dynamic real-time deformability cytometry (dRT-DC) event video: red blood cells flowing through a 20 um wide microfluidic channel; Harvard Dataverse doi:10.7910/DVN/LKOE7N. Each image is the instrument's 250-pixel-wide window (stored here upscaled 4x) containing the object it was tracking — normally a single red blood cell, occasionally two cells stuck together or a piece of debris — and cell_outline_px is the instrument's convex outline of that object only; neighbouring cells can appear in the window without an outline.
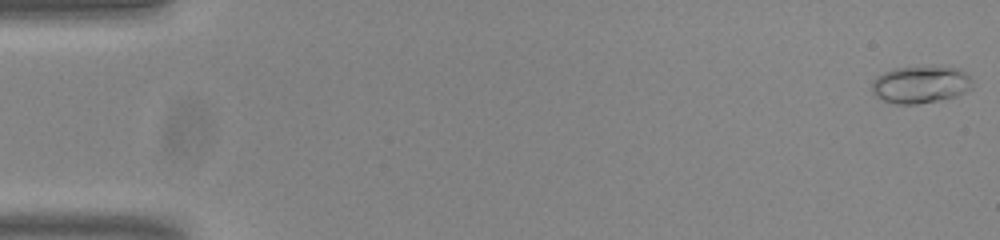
{"species": "common noctule bat (a hibernating species)", "species_latin": "Nyctalus noctula", "temperature_condition": "room temperature", "stored_images_in_passage": 54, "camera_frame_rate_fps": 3000, "um_per_image_px": 0.085, "animal": {"sex": "male", "body_mass_g": 20.0, "forearm_length_mm": 53.3}, "frame": {"image": 1, "passage_image": 1, "time_ms": 0.0, "image_size_px": [1000, 240], "cell_outline_px": [[972, 88], [956, 96], [940, 100], [916, 104], [896, 104], [880, 100], [872, 92], [872, 80], [876, 76], [884, 72], [896, 68], [960, 68], [972, 80]], "centroid_in_image_um": [78.21, 7.22], "position_along_channel_um": 6.8, "area_um2": 21.56}}
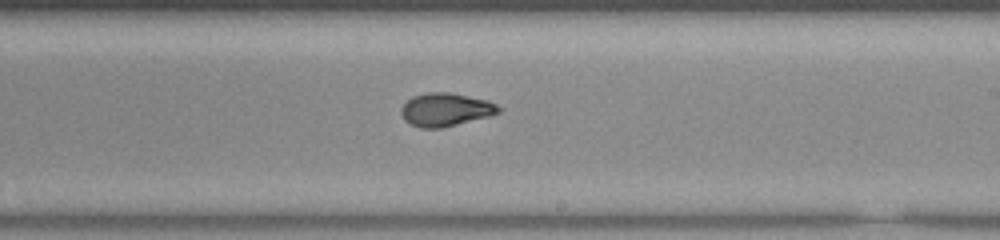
{"frame": {"image": 2, "passage_image": 32, "time_ms": 10.333, "image_size_px": [1000, 240], "cell_outline_px": [[500, 112], [492, 116], [440, 128], [420, 128], [408, 124], [404, 120], [400, 112], [400, 108], [412, 96], [428, 92], [448, 92], [488, 100], [496, 104], [500, 108]], "centroid_in_image_um": [37.86, 9.32], "position_along_channel_um": 251.1, "area_um2": 19.02}}
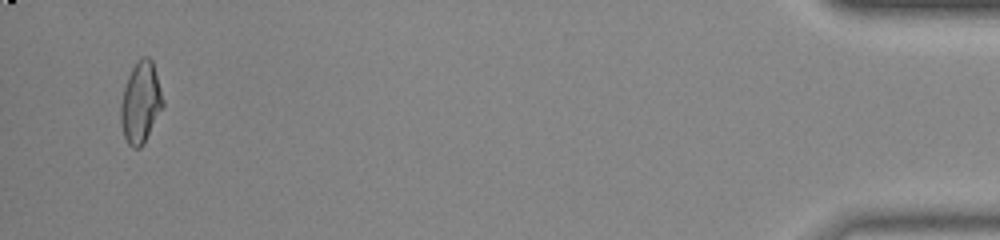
{"frame": {"image": 3, "passage_image": 52, "time_ms": 17.0, "image_size_px": [1000, 240], "cell_outline_px": [[164, 104], [144, 144], [140, 148], [132, 148], [128, 144], [124, 136], [120, 120], [120, 104], [124, 88], [128, 76], [132, 68], [144, 56], [148, 56], [152, 60], [164, 100]], "centroid_in_image_um": [11.95, 8.75], "position_along_channel_um": 423.3, "area_um2": 19.83}, "authors_computed_cell_mechanics": {"area_um2": 18.785, "velocity_mm_per_s": 3.835, "shape_relaxation_time_tau1_ms": 2.668, "shape_relaxation_time_tau2_ms": 1.3132, "deformation_change_tau1": 0.1543, "deformation_change_tau2": 0.0625}}